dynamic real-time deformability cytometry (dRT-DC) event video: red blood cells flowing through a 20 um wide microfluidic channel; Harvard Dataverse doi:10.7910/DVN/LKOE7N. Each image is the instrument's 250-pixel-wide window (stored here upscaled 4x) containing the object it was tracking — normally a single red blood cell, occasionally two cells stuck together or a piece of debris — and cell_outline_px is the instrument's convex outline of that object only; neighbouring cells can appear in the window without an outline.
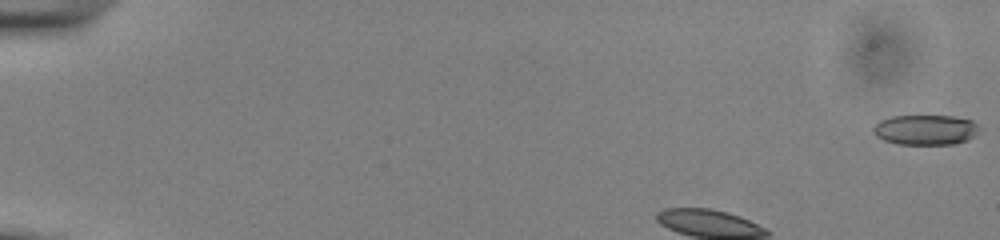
{"species": "common noctule bat (a hibernating species)", "species_latin": "Nyctalus noctula", "temperature_condition": "cold", "stored_images_in_passage": 48, "camera_frame_rate_fps": 3000, "um_per_image_px": 0.085, "animal": {"sex": "male", "body_mass_g": 13.0, "forearm_length_mm": 53.1}, "frame": {"image": 1, "passage_image": 1, "time_ms": 0.0, "image_size_px": [1000, 240], "cell_outline_px": [[980, 128], [968, 140], [956, 144], [896, 144], [884, 140], [876, 136], [872, 132], [872, 128], [880, 120], [892, 116], [952, 116], [972, 120]], "centroid_in_image_um": [78.64, 11.04], "position_along_channel_um": 6.4, "area_um2": 18.61}}
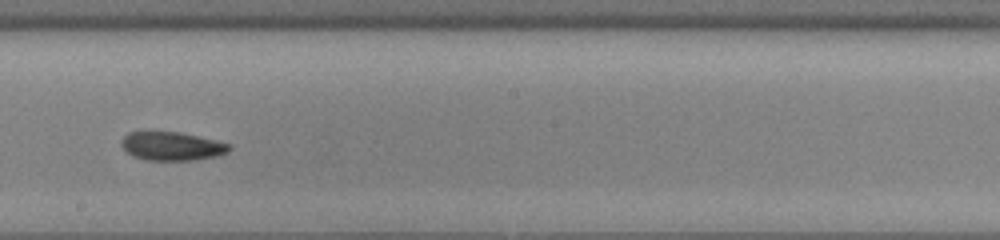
{"frame": {"image": 2, "passage_image": 25, "time_ms": 8.0, "image_size_px": [1000, 240], "cell_outline_px": [[232, 148], [228, 152], [220, 156], [192, 160], [144, 160], [132, 156], [120, 144], [120, 140], [128, 132], [144, 128], [180, 132], [216, 140], [232, 144]], "centroid_in_image_um": [14.57, 12.38], "position_along_channel_um": 233.6, "area_um2": 18.9}}
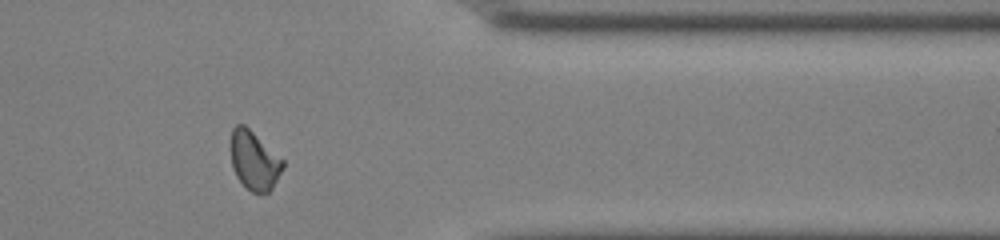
{"frame": {"image": 3, "passage_image": 38, "time_ms": 12.333, "image_size_px": [1000, 240], "cell_outline_px": [[284, 168], [272, 188], [268, 192], [260, 196], [252, 192], [236, 176], [232, 168], [232, 128], [236, 124], [244, 124], [284, 160]], "centroid_in_image_um": [21.64, 13.67], "position_along_channel_um": 389.8, "area_um2": 17.74}, "authors_computed_cell_mechanics": {"area_um2": 18.4671, "velocity_mm_per_s": 3.8757, "shape_relaxation_time_tau1_ms": 5.4806, "shape_relaxation_time_tau2_ms": 5.2181, "deformation_change_tau1": 0.1272, "deformation_change_tau2": 0.1157}}